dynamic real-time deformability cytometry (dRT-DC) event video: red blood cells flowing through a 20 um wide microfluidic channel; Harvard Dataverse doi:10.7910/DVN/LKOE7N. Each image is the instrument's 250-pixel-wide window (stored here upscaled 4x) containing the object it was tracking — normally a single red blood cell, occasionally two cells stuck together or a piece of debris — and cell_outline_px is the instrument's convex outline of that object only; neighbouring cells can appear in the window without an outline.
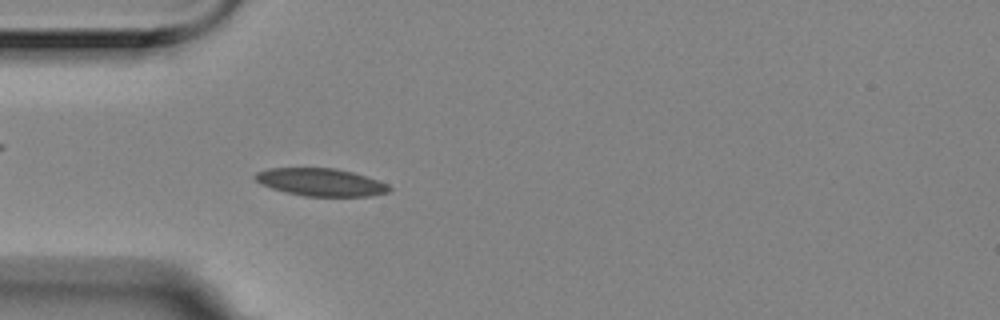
{"species": "Egyptian fruit bat (a non-hibernating species)", "species_latin": "Rousettus aegyptiacus", "temperature_condition": "room temperature", "stored_images_in_passage": 4, "camera_frame_rate_fps": 3000, "um_per_image_px": 0.085, "animal": {"sex": "female"}, "frame": {"image": 1, "passage_image": 4, "time_ms": 1.0, "image_size_px": [1000, 320], "cell_outline_px": [[392, 188], [388, 192], [368, 196], [304, 196], [272, 188], [260, 184], [252, 176], [256, 172], [268, 168], [336, 168], [352, 172], [388, 184]], "centroid_in_image_um": [27.23, 15.48], "position_along_channel_um": 57.8, "area_um2": 21.44}}